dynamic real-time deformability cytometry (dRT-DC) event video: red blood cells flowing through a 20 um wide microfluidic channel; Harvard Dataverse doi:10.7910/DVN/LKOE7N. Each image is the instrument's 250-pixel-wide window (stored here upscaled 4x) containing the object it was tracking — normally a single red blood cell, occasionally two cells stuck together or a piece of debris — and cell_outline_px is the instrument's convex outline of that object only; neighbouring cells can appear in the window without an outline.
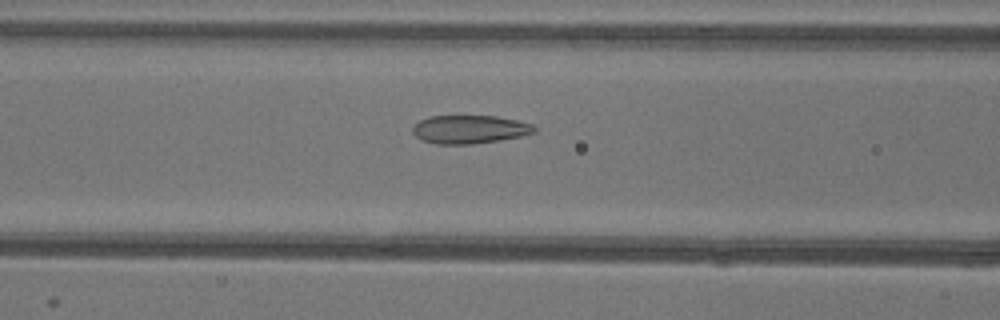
{"species": "common noctule bat (a hibernating species)", "species_latin": "Nyctalus noctula", "temperature_condition": "warm", "stored_images_in_passage": 33, "camera_frame_rate_fps": 3000, "um_per_image_px": 0.085, "animal": {"sex": "female"}, "frame": {"image": 1, "passage_image": 8, "time_ms": 2.333, "image_size_px": [1000, 320], "cell_outline_px": [[536, 132], [520, 136], [472, 144], [436, 144], [420, 140], [412, 132], [412, 128], [420, 120], [428, 116], [496, 116], [516, 120], [532, 124], [536, 128]], "centroid_in_image_um": [39.88, 10.99], "position_along_channel_um": 126.7, "area_um2": 20.0}}
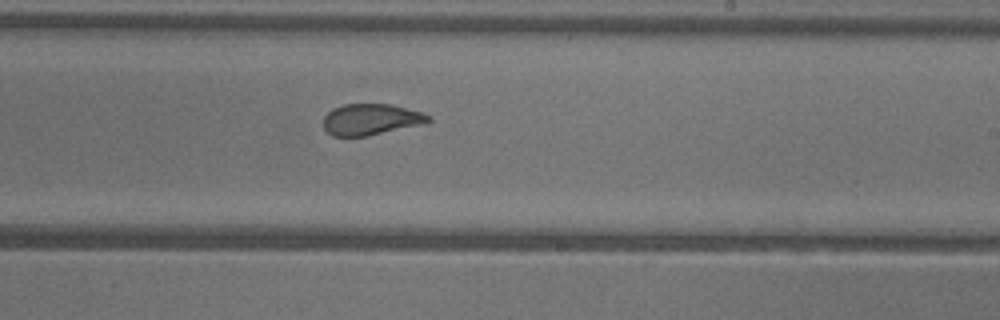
{"frame": {"image": 2, "passage_image": 18, "time_ms": 5.667, "image_size_px": [1000, 320], "cell_outline_px": [[432, 120], [428, 124], [368, 136], [332, 136], [324, 128], [324, 116], [332, 108], [344, 104], [388, 104], [420, 112], [432, 116]], "centroid_in_image_um": [31.57, 10.16], "position_along_channel_um": 257.4, "area_um2": 19.31}}
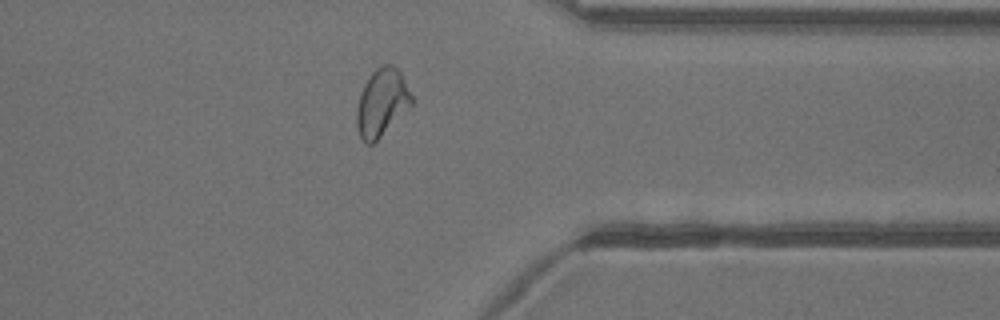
{"frame": {"image": 3, "passage_image": 28, "time_ms": 9.0, "image_size_px": [1000, 320], "cell_outline_px": [[412, 104], [372, 144], [364, 144], [360, 136], [356, 124], [356, 108], [360, 92], [368, 76], [376, 68], [384, 64], [392, 64], [400, 72], [412, 96]], "centroid_in_image_um": [32.41, 8.7], "position_along_channel_um": 379.0, "area_um2": 21.33}, "authors_computed_cell_mechanics": {"area_um2": 20.3456, "velocity_mm_per_s": 3.9365, "shape_relaxation_time_tau1_ms": null, "shape_relaxation_time_tau2_ms": 0.9623, "deformation_change_tau1": null, "deformation_change_tau2": 0.0843}}